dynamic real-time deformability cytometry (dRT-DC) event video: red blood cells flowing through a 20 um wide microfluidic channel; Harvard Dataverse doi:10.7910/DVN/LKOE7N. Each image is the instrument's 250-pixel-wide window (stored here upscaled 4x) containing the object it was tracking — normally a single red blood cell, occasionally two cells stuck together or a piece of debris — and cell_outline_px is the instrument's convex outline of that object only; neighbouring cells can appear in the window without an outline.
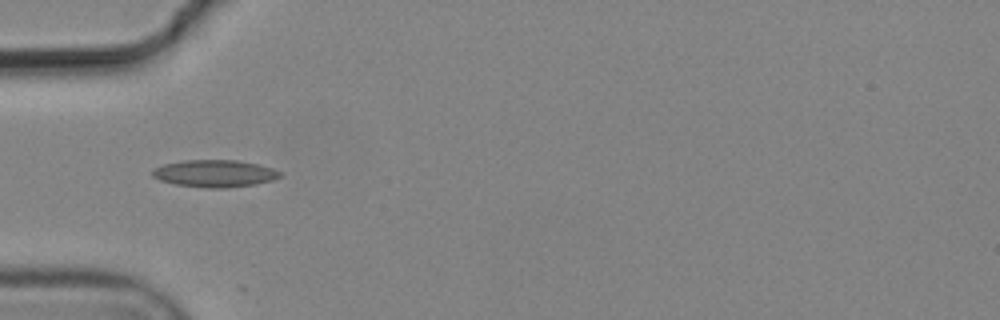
{"species": "common noctule bat (a hibernating species)", "species_latin": "Nyctalus noctula", "temperature_condition": "cold", "stored_images_in_passage": 6, "camera_frame_rate_fps": 3000, "um_per_image_px": 0.085, "animal": {"sex": "male", "body_mass_g": 19.2, "forearm_length_mm": 51.8}, "frame": {"image": 1, "passage_image": 4, "time_ms": 1.0, "image_size_px": [1000, 320], "cell_outline_px": [[280, 176], [272, 180], [256, 184], [228, 188], [208, 188], [176, 184], [160, 180], [152, 176], [152, 168], [164, 164], [184, 160], [236, 160], [260, 164], [272, 168], [280, 172]], "centroid_in_image_um": [18.24, 14.74], "position_along_channel_um": 66.8, "area_um2": 20.23}}
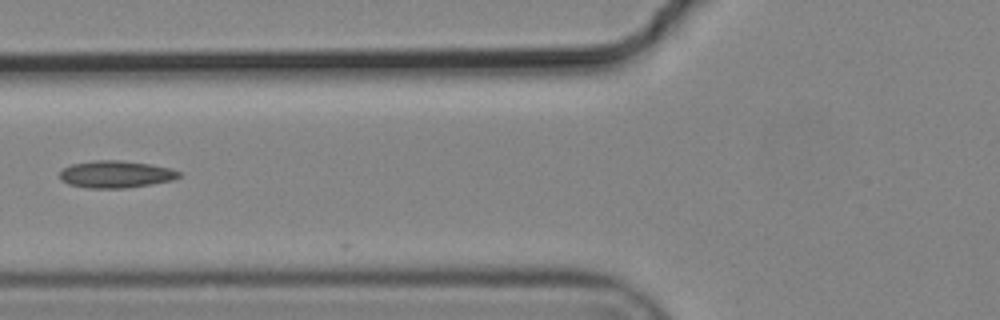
{"frame": {"image": 2, "passage_image": 5, "time_ms": 1.333, "image_size_px": [1000, 320], "cell_outline_px": [[180, 176], [172, 180], [124, 188], [88, 188], [68, 184], [60, 180], [60, 172], [64, 168], [72, 164], [92, 160], [120, 160], [152, 164], [172, 168], [180, 172]], "centroid_in_image_um": [9.83, 14.8], "position_along_channel_um": 116.0, "area_um2": 18.84}}
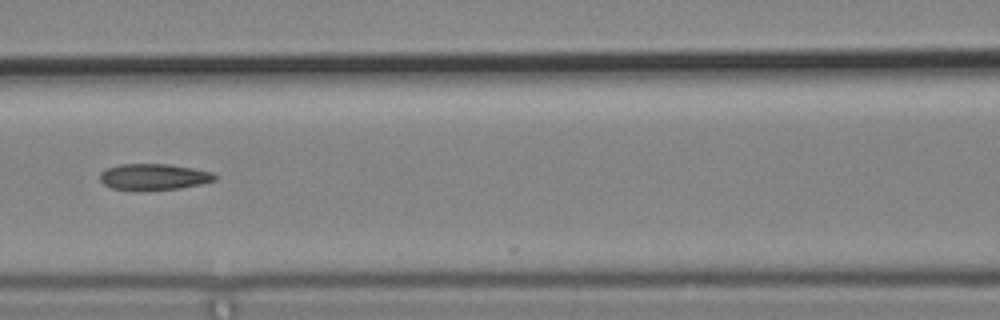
{"frame": {"image": 3, "passage_image": 6, "time_ms": 1.667, "image_size_px": [1000, 320], "cell_outline_px": [[220, 176], [216, 180], [200, 184], [180, 188], [140, 192], [112, 188], [104, 184], [100, 180], [100, 172], [104, 168], [120, 164], [168, 164], [192, 168], [212, 172]], "centroid_in_image_um": [13.05, 15.05], "position_along_channel_um": 153.5, "area_um2": 18.03}}